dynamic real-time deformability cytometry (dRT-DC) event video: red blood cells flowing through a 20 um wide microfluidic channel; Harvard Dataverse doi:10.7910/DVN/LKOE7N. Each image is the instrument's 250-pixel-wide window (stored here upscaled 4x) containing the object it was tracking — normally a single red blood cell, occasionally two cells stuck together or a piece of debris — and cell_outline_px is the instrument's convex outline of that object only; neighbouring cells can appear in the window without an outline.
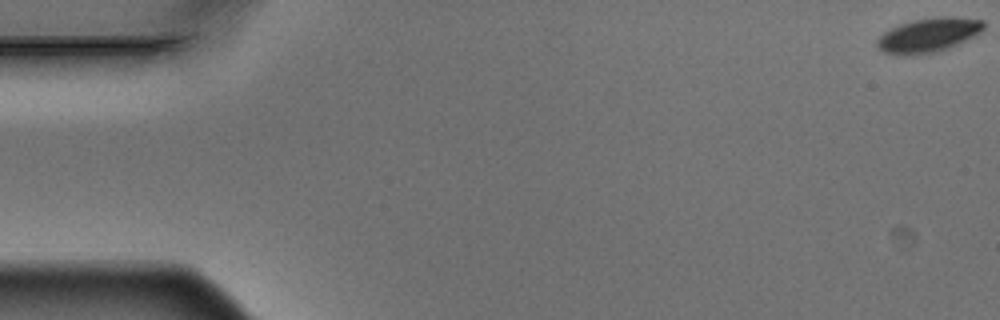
{"species": "Egyptian fruit bat (a non-hibernating species)", "species_latin": "Rousettus aegyptiacus", "temperature_condition": "warm", "stored_images_in_passage": 5, "camera_frame_rate_fps": 3000, "um_per_image_px": 0.085, "animal": {"sex": "male"}, "frame": {"image": 1, "passage_image": 1, "time_ms": 0.0, "image_size_px": [1000, 320], "cell_outline_px": [[984, 28], [980, 32], [948, 48], [932, 52], [884, 52], [876, 44], [876, 40], [884, 32], [900, 24], [916, 20], [940, 16], [952, 16], [984, 20]], "centroid_in_image_um": [78.97, 2.92], "position_along_channel_um": 6.0, "area_um2": 20.17}}
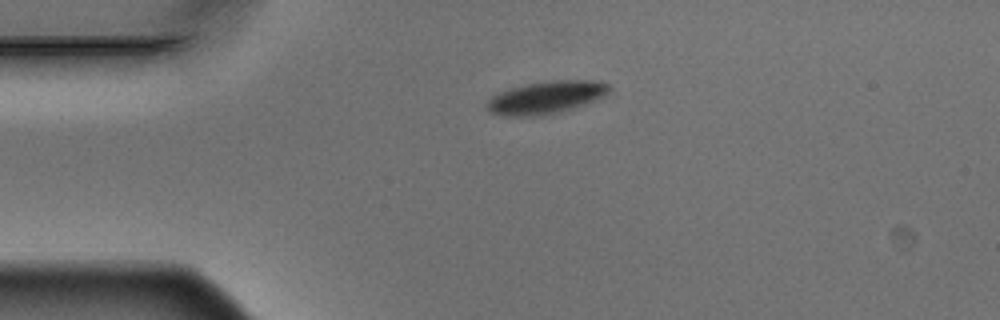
{"frame": {"image": 2, "passage_image": 4, "time_ms": 1.0, "image_size_px": [1000, 320], "cell_outline_px": [[608, 88], [600, 96], [592, 100], [556, 112], [540, 116], [508, 116], [488, 112], [488, 100], [492, 96], [500, 92], [512, 88], [528, 84], [552, 80], [592, 80], [608, 84]], "centroid_in_image_um": [46.31, 8.28], "position_along_channel_um": 38.7, "area_um2": 22.2}}